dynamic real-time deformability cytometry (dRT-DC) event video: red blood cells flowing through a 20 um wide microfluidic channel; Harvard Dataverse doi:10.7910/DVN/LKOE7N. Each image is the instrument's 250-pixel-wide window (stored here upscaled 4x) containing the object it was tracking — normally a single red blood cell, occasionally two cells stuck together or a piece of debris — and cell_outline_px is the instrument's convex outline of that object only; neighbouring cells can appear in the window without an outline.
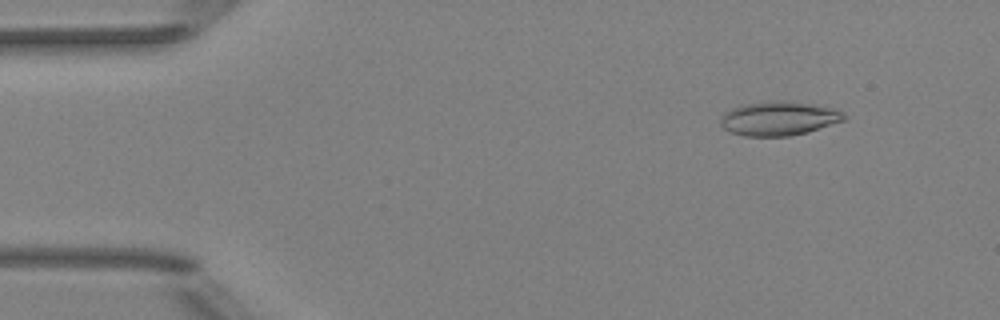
{"species": "Egyptian fruit bat (a non-hibernating species)", "species_latin": "Rousettus aegyptiacus", "temperature_condition": "room temperature", "stored_images_in_passage": 5, "camera_frame_rate_fps": 3000, "um_per_image_px": 0.085, "animal": {"sex": "female"}, "frame": {"image": 1, "passage_image": 2, "time_ms": 1.333, "image_size_px": [1000, 320], "cell_outline_px": [[848, 116], [844, 120], [808, 132], [788, 136], [744, 136], [732, 132], [724, 128], [720, 124], [720, 120], [724, 112], [732, 108], [744, 104], [776, 100], [788, 100], [832, 108], [844, 112]], "centroid_in_image_um": [66.2, 10.06], "position_along_channel_um": 18.8, "area_um2": 24.51}}
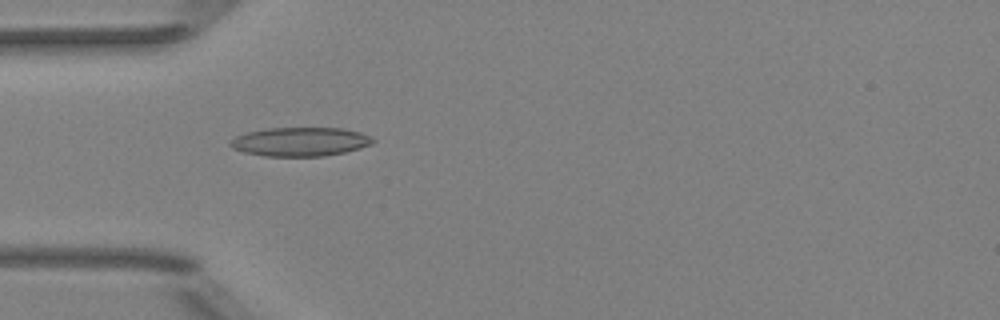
{"frame": {"image": 2, "passage_image": 5, "time_ms": 4.667, "image_size_px": [1000, 320], "cell_outline_px": [[376, 140], [372, 144], [360, 148], [344, 152], [324, 156], [264, 156], [244, 152], [232, 148], [228, 144], [236, 136], [248, 132], [268, 128], [344, 128], [360, 132]], "centroid_in_image_um": [25.52, 12.04], "position_along_channel_um": 59.5, "area_um2": 23.93}}